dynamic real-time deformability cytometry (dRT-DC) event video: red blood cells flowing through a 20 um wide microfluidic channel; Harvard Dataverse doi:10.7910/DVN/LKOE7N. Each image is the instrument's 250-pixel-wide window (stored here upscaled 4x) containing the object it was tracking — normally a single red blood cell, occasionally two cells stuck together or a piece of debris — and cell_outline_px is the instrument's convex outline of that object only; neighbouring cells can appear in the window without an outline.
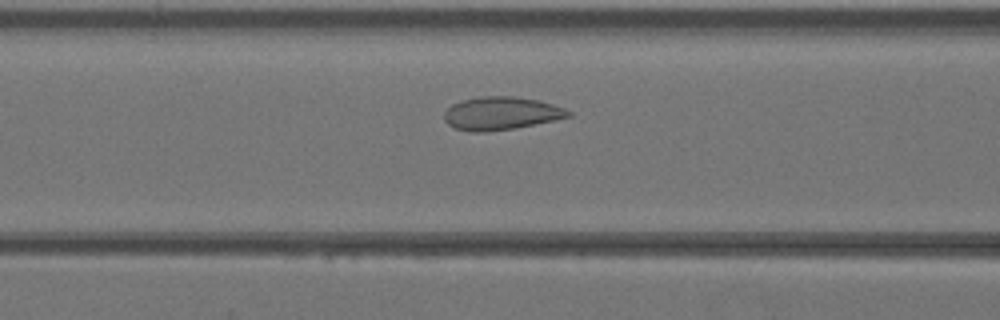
{"species": "Egyptian fruit bat (a non-hibernating species)", "species_latin": "Rousettus aegyptiacus", "temperature_condition": "warm", "stored_images_in_passage": 35, "camera_frame_rate_fps": 3000, "um_per_image_px": 0.085, "animal": {"sex": "female"}, "frame": {"image": 1, "passage_image": 11, "time_ms": 3.333, "image_size_px": [1000, 320], "cell_outline_px": [[572, 116], [516, 128], [484, 132], [472, 132], [456, 128], [448, 124], [444, 120], [444, 112], [452, 104], [460, 100], [480, 96], [512, 96], [536, 100], [552, 104], [564, 108], [572, 112]], "centroid_in_image_um": [42.57, 9.63], "position_along_channel_um": 124.0, "area_um2": 23.87}}
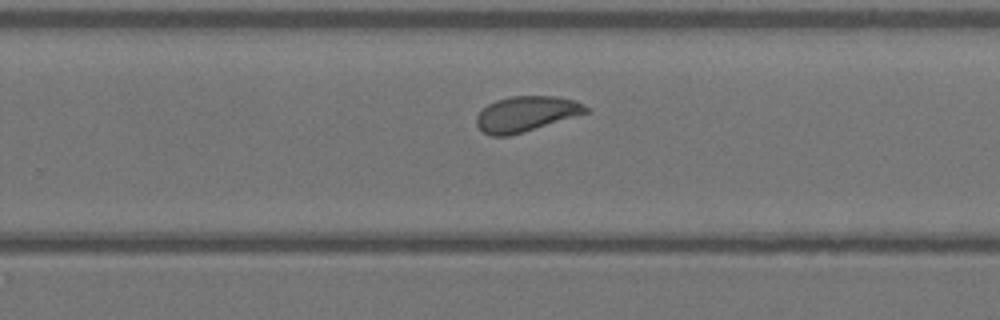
{"frame": {"image": 2, "passage_image": 21, "time_ms": 6.667, "image_size_px": [1000, 320], "cell_outline_px": [[592, 112], [524, 132], [508, 136], [492, 136], [484, 132], [476, 124], [476, 116], [488, 104], [496, 100], [512, 96], [556, 96], [576, 100], [592, 108]], "centroid_in_image_um": [44.8, 9.68], "position_along_channel_um": 285.0, "area_um2": 22.83}}
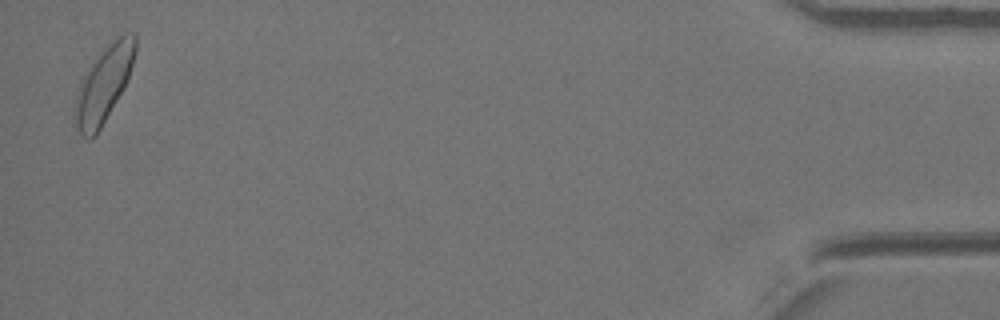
{"frame": {"image": 3, "passage_image": 35, "time_ms": 11.333, "image_size_px": [1000, 320], "cell_outline_px": [[136, 52], [124, 88], [96, 136], [88, 140], [80, 136], [76, 128], [76, 96], [80, 84], [88, 68], [96, 56], [116, 36], [124, 32], [136, 32]], "centroid_in_image_um": [8.84, 7.14], "position_along_channel_um": 426.4, "area_um2": 26.53}}